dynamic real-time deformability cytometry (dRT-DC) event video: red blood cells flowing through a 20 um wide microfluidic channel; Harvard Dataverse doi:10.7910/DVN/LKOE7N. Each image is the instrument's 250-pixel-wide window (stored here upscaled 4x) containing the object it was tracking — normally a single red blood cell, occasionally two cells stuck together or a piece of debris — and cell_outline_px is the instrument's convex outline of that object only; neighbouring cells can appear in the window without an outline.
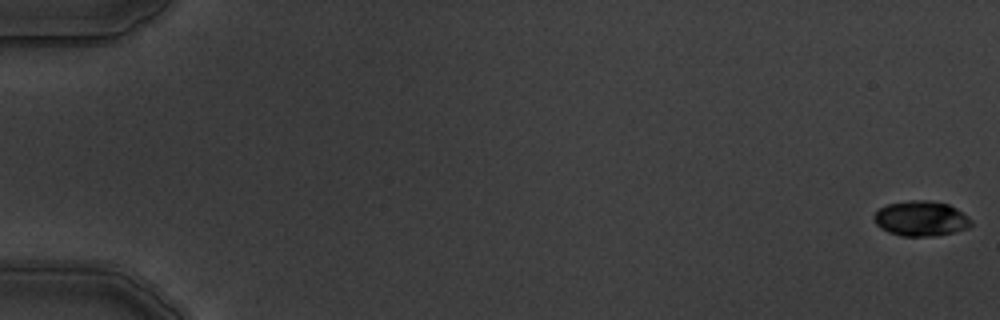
{"species": "common noctule bat (a hibernating species)", "species_latin": "Nyctalus noctula", "temperature_condition": "warm", "stored_images_in_passage": 6, "camera_frame_rate_fps": 3000, "um_per_image_px": 0.085, "animal": {"sex": "male", "body_mass_g": 19.5, "forearm_length_mm": 54.6}, "frame": {"image": 1, "passage_image": 1, "time_ms": 0.0, "image_size_px": [1000, 320], "cell_outline_px": [[972, 224], [968, 228], [936, 236], [900, 236], [888, 232], [880, 228], [876, 224], [872, 216], [880, 208], [888, 204], [912, 200], [928, 200], [948, 204], [956, 208], [968, 216], [972, 220]], "centroid_in_image_um": [78.28, 18.58], "position_along_channel_um": 6.7, "area_um2": 19.94}}
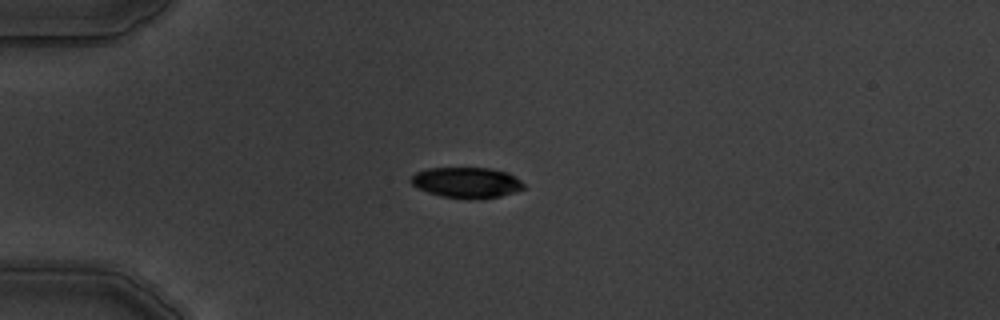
{"frame": {"image": 2, "passage_image": 5, "time_ms": 5.0, "image_size_px": [1000, 320], "cell_outline_px": [[524, 188], [500, 196], [468, 200], [440, 196], [428, 192], [412, 184], [408, 180], [416, 172], [428, 168], [488, 168], [508, 172], [520, 180], [524, 184]], "centroid_in_image_um": [39.64, 15.52], "position_along_channel_um": 45.4, "area_um2": 20.11}}